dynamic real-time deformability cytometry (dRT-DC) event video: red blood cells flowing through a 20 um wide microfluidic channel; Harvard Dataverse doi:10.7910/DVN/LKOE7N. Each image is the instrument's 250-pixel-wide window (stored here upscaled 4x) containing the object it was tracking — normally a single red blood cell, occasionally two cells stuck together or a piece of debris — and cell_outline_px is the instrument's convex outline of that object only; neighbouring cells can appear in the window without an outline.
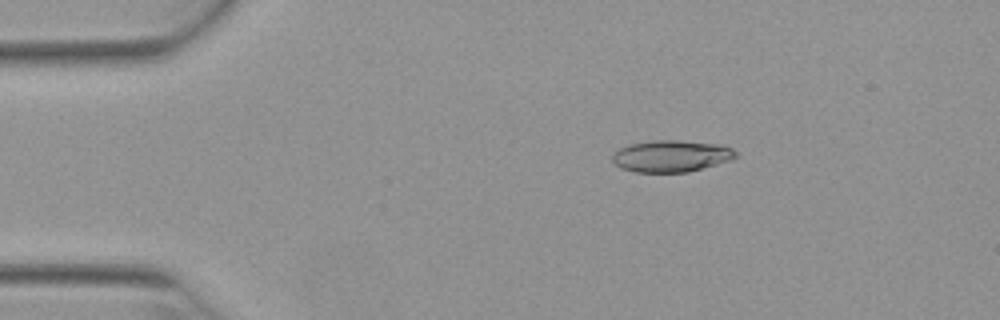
{"species": "Egyptian fruit bat (a non-hibernating species)", "species_latin": "Rousettus aegyptiacus", "temperature_condition": "warm", "stored_images_in_passage": 52, "camera_frame_rate_fps": 3000, "um_per_image_px": 0.085, "animal": {"sex": "female"}, "frame": {"image": 1, "passage_image": 9, "time_ms": 2.667, "image_size_px": [1000, 320], "cell_outline_px": [[736, 156], [732, 160], [688, 172], [636, 172], [620, 168], [612, 160], [612, 152], [628, 144], [652, 140], [680, 140], [720, 144], [732, 148], [736, 152]], "centroid_in_image_um": [57.04, 13.26], "position_along_channel_um": 28.0, "area_um2": 23.0}}
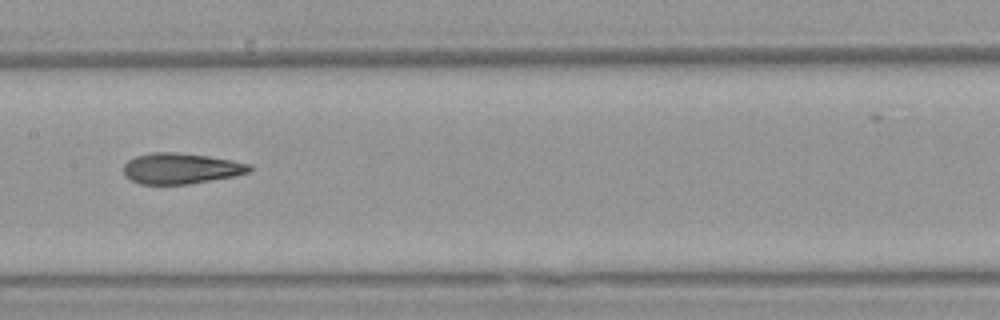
{"frame": {"image": 2, "passage_image": 26, "time_ms": 8.333, "image_size_px": [1000, 320], "cell_outline_px": [[252, 172], [236, 176], [188, 184], [140, 184], [124, 176], [124, 164], [128, 160], [136, 156], [152, 152], [176, 152], [208, 156], [232, 160], [252, 164]], "centroid_in_image_um": [15.41, 14.32], "position_along_channel_um": 192.0, "area_um2": 22.77}}
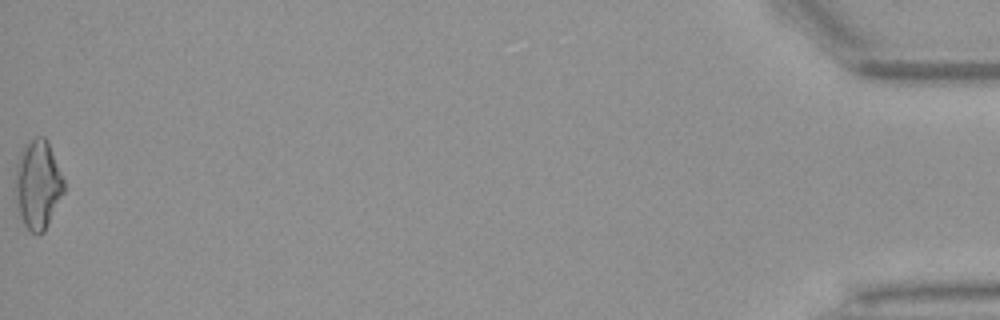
{"frame": {"image": 3, "passage_image": 52, "time_ms": 17.0, "image_size_px": [1000, 320], "cell_outline_px": [[64, 192], [44, 232], [36, 236], [24, 224], [20, 216], [16, 204], [16, 164], [20, 152], [24, 144], [36, 136], [44, 136], [48, 140], [64, 180]], "centroid_in_image_um": [3.22, 15.67], "position_along_channel_um": 432.0, "area_um2": 25.2}, "authors_computed_cell_mechanics": {"area_um2": 22.831, "velocity_mm_per_s": 3.9521, "shape_relaxation_time_tau1_ms": 11.1184, "shape_relaxation_time_tau2_ms": 2.731, "deformation_change_tau1": 0.2692, "deformation_change_tau2": 0.1201}}